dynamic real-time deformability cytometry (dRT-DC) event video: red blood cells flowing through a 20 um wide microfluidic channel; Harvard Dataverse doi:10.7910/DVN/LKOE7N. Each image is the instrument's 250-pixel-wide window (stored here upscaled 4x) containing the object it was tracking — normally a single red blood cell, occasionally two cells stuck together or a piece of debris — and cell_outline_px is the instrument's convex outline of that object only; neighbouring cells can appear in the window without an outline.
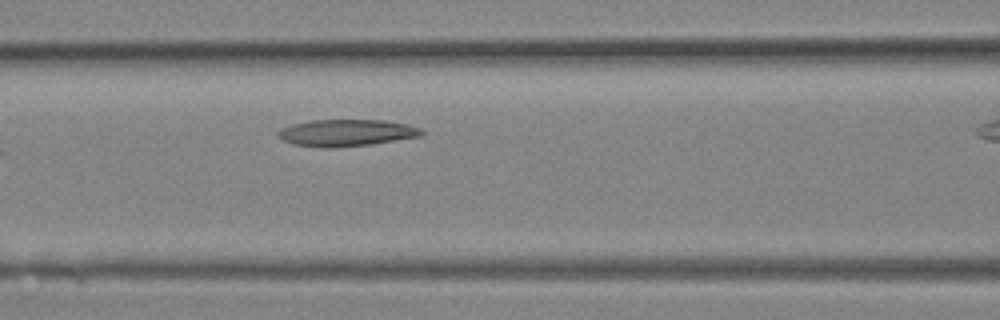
{"species": "Egyptian fruit bat (a non-hibernating species)", "species_latin": "Rousettus aegyptiacus", "temperature_condition": "room temperature", "stored_images_in_passage": 5, "camera_frame_rate_fps": 3000, "um_per_image_px": 0.085, "animal": {"sex": "female"}, "frame": {"image": 1, "passage_image": 4, "time_ms": 1.0, "image_size_px": [1000, 320], "cell_outline_px": [[424, 132], [420, 136], [372, 144], [332, 148], [328, 148], [296, 144], [284, 140], [276, 136], [276, 132], [280, 128], [292, 124], [312, 120], [384, 120], [404, 124], [420, 128]], "centroid_in_image_um": [29.41, 11.28], "position_along_channel_um": 137.2, "area_um2": 22.25}}